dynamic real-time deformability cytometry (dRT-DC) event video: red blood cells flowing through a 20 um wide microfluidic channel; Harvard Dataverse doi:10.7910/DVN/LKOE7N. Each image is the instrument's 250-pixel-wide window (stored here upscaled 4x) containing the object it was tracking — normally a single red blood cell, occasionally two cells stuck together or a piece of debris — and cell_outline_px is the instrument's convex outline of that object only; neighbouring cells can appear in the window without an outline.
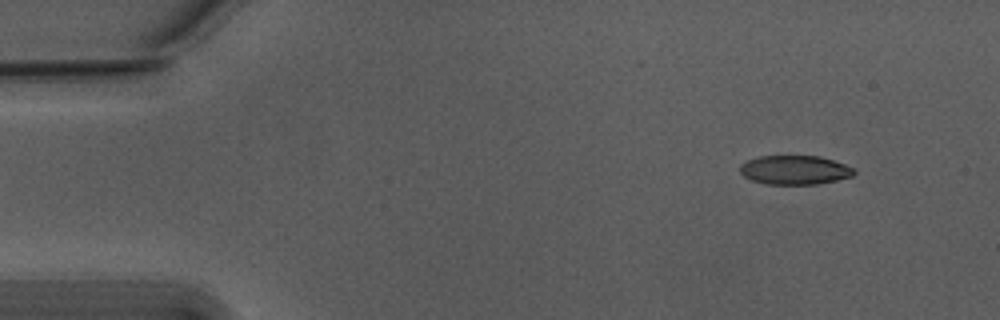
{"species": "Egyptian fruit bat (a non-hibernating species)", "species_latin": "Rousettus aegyptiacus", "temperature_condition": "warm", "stored_images_in_passage": 50, "camera_frame_rate_fps": 3000, "um_per_image_px": 0.085, "animal": {"sex": "male"}, "frame": {"image": 1, "passage_image": 1, "time_ms": 0.0, "image_size_px": [1000, 320], "cell_outline_px": [[856, 172], [852, 176], [836, 180], [816, 184], [768, 184], [752, 180], [744, 176], [740, 172], [740, 164], [748, 160], [760, 156], [820, 156], [856, 168]], "centroid_in_image_um": [67.57, 14.44], "position_along_channel_um": 17.4, "area_um2": 19.25}}
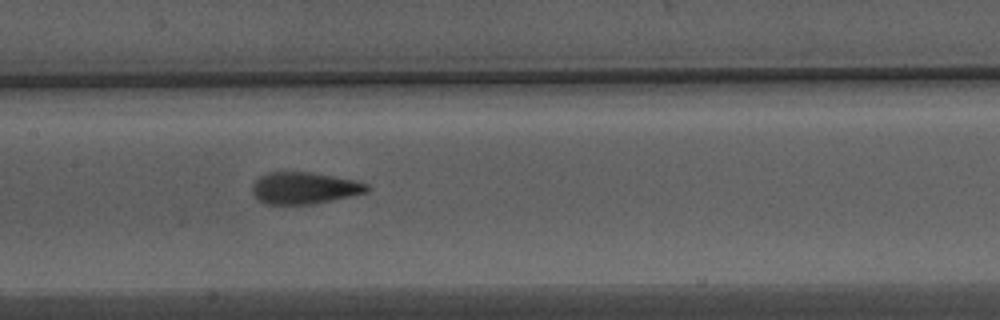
{"frame": {"image": 2, "passage_image": 22, "time_ms": 7.0, "image_size_px": [1000, 320], "cell_outline_px": [[372, 188], [368, 192], [312, 204], [264, 204], [252, 192], [252, 184], [260, 176], [268, 172], [308, 172], [332, 176], [352, 180], [368, 184]], "centroid_in_image_um": [25.86, 15.98], "position_along_channel_um": 181.5, "area_um2": 21.04}}
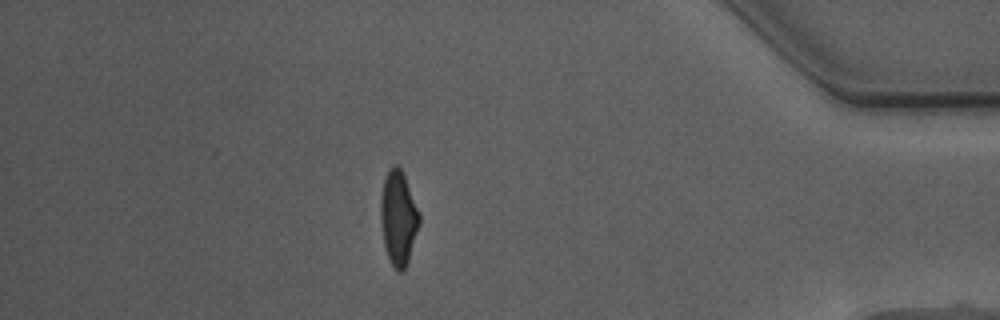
{"frame": {"image": 3, "passage_image": 43, "time_ms": 14.0, "image_size_px": [1000, 320], "cell_outline_px": [[420, 224], [404, 272], [396, 272], [388, 256], [384, 244], [380, 220], [380, 196], [384, 180], [388, 172], [396, 164], [400, 168], [404, 176], [420, 212]], "centroid_in_image_um": [33.86, 18.56], "position_along_channel_um": 401.3, "area_um2": 21.15}, "authors_computed_cell_mechanics": {"area_um2": 20.9236, "velocity_mm_per_s": 3.7703, "shape_relaxation_time_tau1_ms": 5.1542, "shape_relaxation_time_tau2_ms": 1.0385, "deformation_change_tau1": 0.1956, "deformation_change_tau2": 0.0749}}